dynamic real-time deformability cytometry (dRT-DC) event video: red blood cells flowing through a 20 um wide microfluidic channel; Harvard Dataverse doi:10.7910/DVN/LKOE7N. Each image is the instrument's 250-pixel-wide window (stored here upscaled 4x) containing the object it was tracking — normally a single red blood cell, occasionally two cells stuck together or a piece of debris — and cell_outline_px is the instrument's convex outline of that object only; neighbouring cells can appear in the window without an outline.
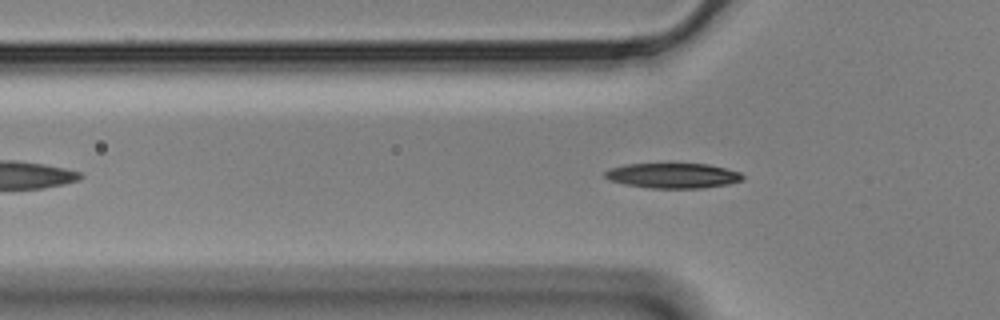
{"species": "Egyptian fruit bat (a non-hibernating species)", "species_latin": "Rousettus aegyptiacus", "temperature_condition": "cold", "stored_images_in_passage": 53, "camera_frame_rate_fps": 3000, "um_per_image_px": 0.085, "animal": {"sex": "male"}, "frame": {"image": 1, "passage_image": 13, "time_ms": 4.0, "image_size_px": [1000, 320], "cell_outline_px": [[744, 180], [728, 184], [700, 188], [648, 188], [624, 184], [612, 180], [604, 176], [604, 172], [608, 168], [624, 164], [668, 160], [708, 164], [740, 172], [744, 176]], "centroid_in_image_um": [57.16, 14.86], "position_along_channel_um": 68.6, "area_um2": 21.33}}
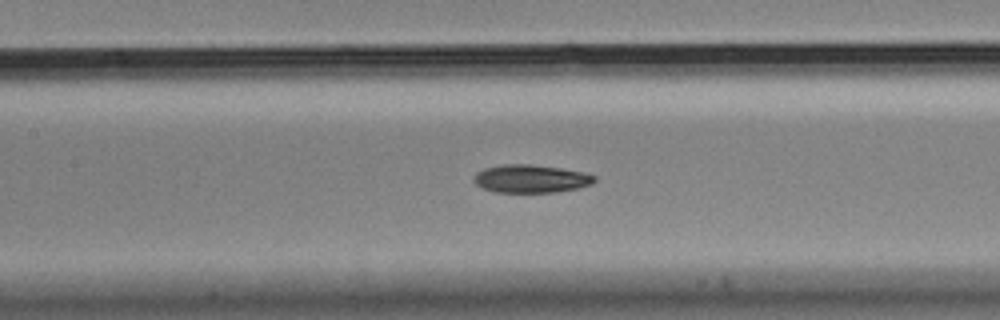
{"frame": {"image": 2, "passage_image": 21, "time_ms": 6.667, "image_size_px": [1000, 320], "cell_outline_px": [[596, 180], [592, 184], [576, 188], [556, 192], [496, 192], [484, 188], [476, 184], [472, 180], [476, 172], [484, 168], [500, 164], [532, 164], [560, 168], [580, 172], [596, 176]], "centroid_in_image_um": [45.08, 15.18], "position_along_channel_um": 162.3, "area_um2": 19.65}}
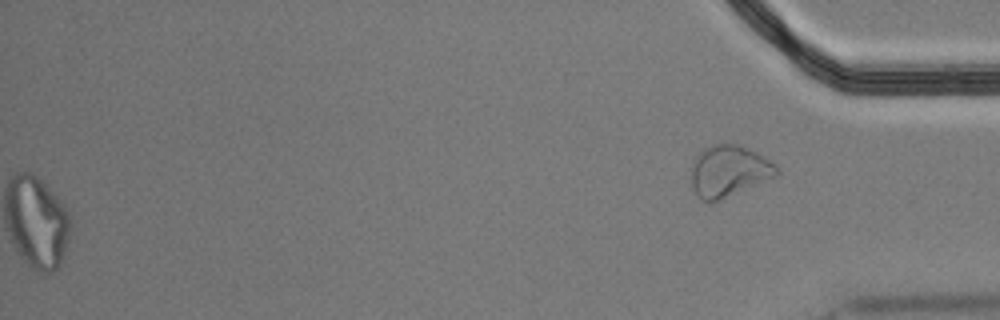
{"frame": {"image": 3, "passage_image": 53, "time_ms": 17.333, "image_size_px": [1000, 320], "cell_outline_px": [[780, 172], [776, 176], [716, 200], [704, 200], [696, 192], [692, 184], [692, 168], [696, 156], [704, 148], [716, 144], [740, 144], [756, 152], [776, 164], [780, 168]], "centroid_in_image_um": [61.99, 14.49], "position_along_channel_um": 373.2, "area_um2": 24.8}, "authors_computed_cell_mechanics": {"area_um2": 20.1144, "velocity_mm_per_s": 3.4713, "shape_relaxation_time_tau1_ms": 7.0519, "shape_relaxation_time_tau2_ms": 3.1653, "deformation_change_tau1": 0.154, "deformation_change_tau2": 0.0999}}